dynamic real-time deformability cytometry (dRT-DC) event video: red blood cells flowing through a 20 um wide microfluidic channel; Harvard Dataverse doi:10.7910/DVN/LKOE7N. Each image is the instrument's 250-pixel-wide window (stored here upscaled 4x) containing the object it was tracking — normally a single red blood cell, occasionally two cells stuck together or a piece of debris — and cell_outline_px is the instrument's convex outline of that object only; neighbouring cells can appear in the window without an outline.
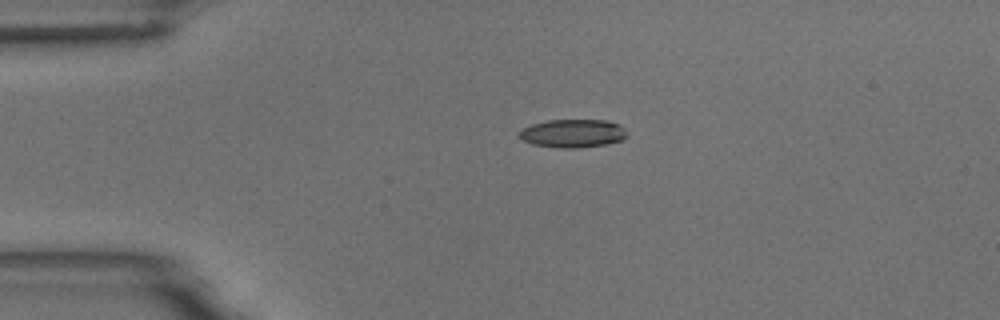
{"species": "common noctule bat (a hibernating species)", "species_latin": "Nyctalus noctula", "temperature_condition": "room temperature", "stored_images_in_passage": 2, "camera_frame_rate_fps": 3000, "um_per_image_px": 0.085, "animal": {"sex": "male", "body_mass_g": 18.8}, "frame": {"image": 1, "passage_image": 2, "time_ms": 1.333, "image_size_px": [1000, 320], "cell_outline_px": [[628, 136], [624, 140], [604, 144], [576, 148], [560, 148], [532, 144], [524, 140], [520, 136], [520, 128], [532, 124], [548, 120], [608, 120], [620, 124], [624, 128]], "centroid_in_image_um": [48.72, 11.33], "position_along_channel_um": 36.3, "area_um2": 17.8}}